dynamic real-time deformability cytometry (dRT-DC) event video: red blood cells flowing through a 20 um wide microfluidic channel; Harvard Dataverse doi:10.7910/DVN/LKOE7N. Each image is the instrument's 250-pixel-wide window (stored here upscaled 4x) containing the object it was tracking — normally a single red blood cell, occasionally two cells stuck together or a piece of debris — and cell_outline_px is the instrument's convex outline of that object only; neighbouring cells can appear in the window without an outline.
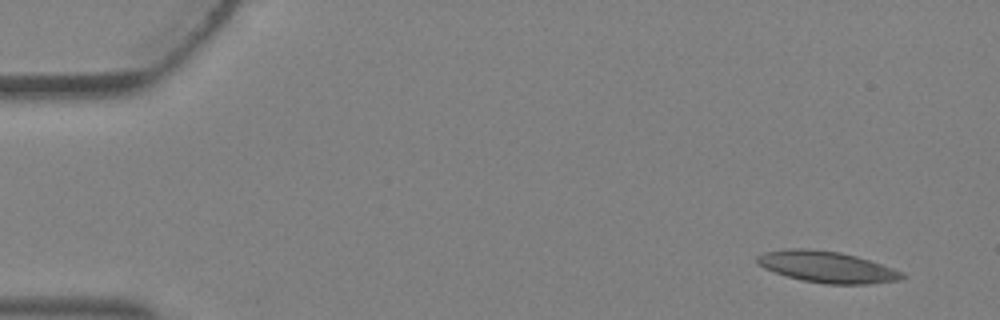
{"species": "Egyptian fruit bat (a non-hibernating species)", "species_latin": "Rousettus aegyptiacus", "temperature_condition": "warm", "stored_images_in_passage": 4, "camera_frame_rate_fps": 3000, "um_per_image_px": 0.085, "animal": {"sex": "female"}, "frame": {"image": 1, "passage_image": 1, "time_ms": 0.0, "image_size_px": [1000, 320], "cell_outline_px": [[908, 276], [900, 280], [868, 284], [824, 284], [804, 280], [788, 276], [764, 268], [756, 264], [756, 256], [764, 252], [792, 248], [808, 248], [840, 252], [856, 256], [904, 272]], "centroid_in_image_um": [70.3, 22.69], "position_along_channel_um": 14.7, "area_um2": 26.41}}